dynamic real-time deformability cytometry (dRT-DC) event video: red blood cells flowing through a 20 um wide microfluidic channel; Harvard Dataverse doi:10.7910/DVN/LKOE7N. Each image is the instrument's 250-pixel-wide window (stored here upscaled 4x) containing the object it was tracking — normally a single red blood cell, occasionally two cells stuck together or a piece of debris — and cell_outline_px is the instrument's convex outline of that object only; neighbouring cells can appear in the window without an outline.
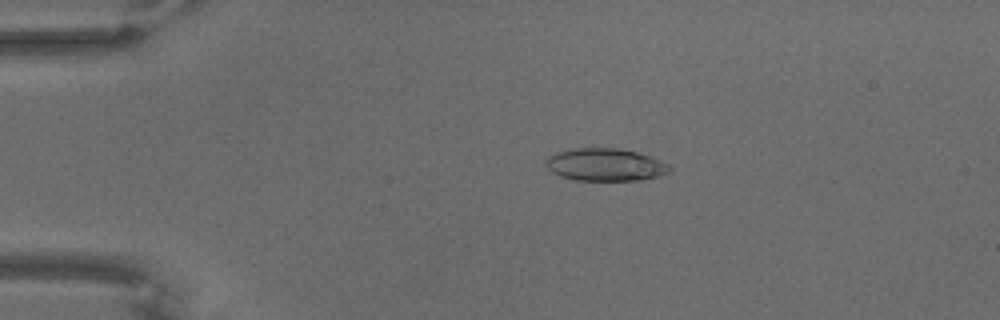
{"species": "common noctule bat (a hibernating species)", "species_latin": "Nyctalus noctula", "temperature_condition": "warm", "stored_images_in_passage": 68, "camera_frame_rate_fps": 3000, "um_per_image_px": 0.085, "animal": {"sex": "male", "body_mass_g": 18.8}, "frame": {"image": 1, "passage_image": 15, "time_ms": 4.667, "image_size_px": [1000, 320], "cell_outline_px": [[672, 168], [668, 172], [644, 180], [576, 180], [560, 176], [552, 172], [544, 164], [544, 160], [548, 156], [556, 152], [572, 148], [620, 148], [636, 152], [648, 156], [668, 164]], "centroid_in_image_um": [51.39, 13.99], "position_along_channel_um": 33.6, "area_um2": 23.47}}
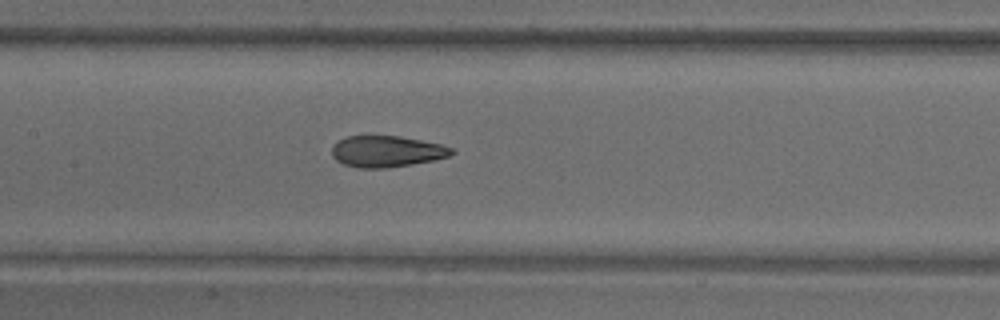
{"frame": {"image": 2, "passage_image": 34, "time_ms": 11.0, "image_size_px": [1000, 320], "cell_outline_px": [[456, 152], [448, 156], [436, 160], [412, 164], [384, 168], [356, 168], [344, 164], [336, 160], [332, 156], [332, 144], [336, 140], [348, 136], [400, 136], [440, 144], [452, 148]], "centroid_in_image_um": [32.84, 12.87], "position_along_channel_um": 174.6, "area_um2": 21.96}}
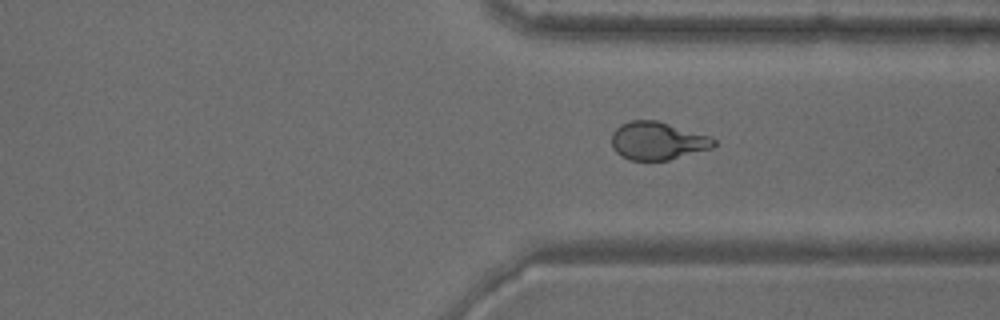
{"frame": {"image": 3, "passage_image": 52, "time_ms": 17.0, "image_size_px": [1000, 320], "cell_outline_px": [[716, 144], [712, 148], [668, 160], [628, 160], [620, 156], [612, 148], [612, 132], [620, 124], [632, 120], [656, 120], [712, 136], [716, 140]], "centroid_in_image_um": [55.89, 11.97], "position_along_channel_um": 355.5, "area_um2": 22.77}}